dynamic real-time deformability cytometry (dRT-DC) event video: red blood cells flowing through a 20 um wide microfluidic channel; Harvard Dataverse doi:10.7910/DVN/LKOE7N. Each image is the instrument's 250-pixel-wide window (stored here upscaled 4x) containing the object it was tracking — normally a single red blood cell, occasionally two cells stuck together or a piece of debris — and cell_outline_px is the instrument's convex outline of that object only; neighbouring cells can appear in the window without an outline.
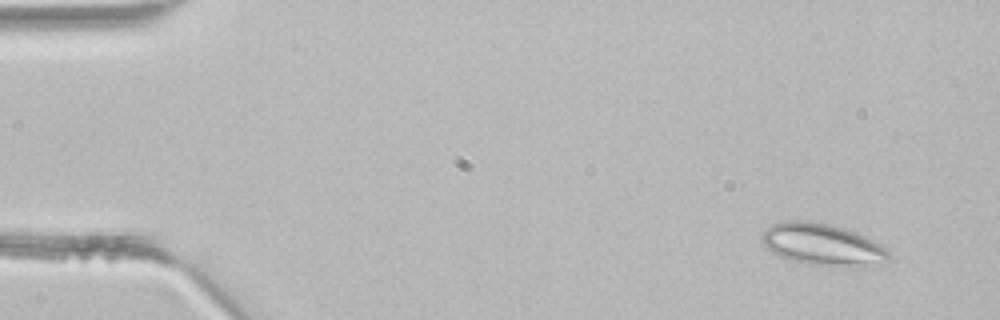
{"species": "common noctule bat (a hibernating species)", "species_latin": "Nyctalus noctula", "temperature_condition": "room temperature", "stored_images_in_passage": 3, "camera_frame_rate_fps": 3000, "um_per_image_px": 0.085, "animal": {"sex": "male", "body_mass_g": 21.5, "forearm_length_mm": 52.0}, "frame": {"image": 1, "passage_image": 1, "time_ms": 0.0, "image_size_px": [1000, 320], "cell_outline_px": [[888, 256], [884, 260], [844, 268], [808, 264], [792, 260], [780, 256], [764, 248], [760, 240], [760, 236], [764, 228], [772, 224], [784, 220], [808, 220], [828, 224], [844, 228], [856, 232], [888, 248]], "centroid_in_image_um": [69.79, 20.76], "position_along_channel_um": 15.2, "area_um2": 30.98}}